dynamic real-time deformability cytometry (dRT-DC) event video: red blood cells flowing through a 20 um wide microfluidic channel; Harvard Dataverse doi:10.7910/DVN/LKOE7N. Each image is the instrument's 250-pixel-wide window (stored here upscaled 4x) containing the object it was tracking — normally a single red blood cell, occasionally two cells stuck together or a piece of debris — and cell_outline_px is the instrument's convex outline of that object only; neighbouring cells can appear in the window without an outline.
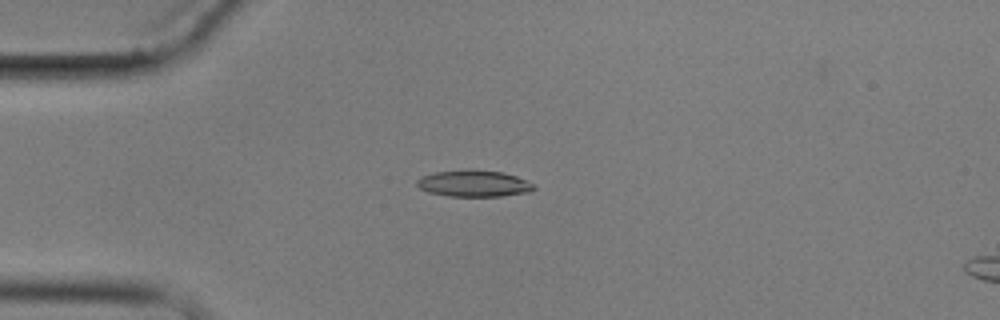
{"species": "common noctule bat (a hibernating species)", "species_latin": "Nyctalus noctula", "temperature_condition": "cold", "stored_images_in_passage": 7, "camera_frame_rate_fps": 3000, "um_per_image_px": 0.085, "animal": {"sex": "male", "body_mass_g": 17.9}, "frame": {"image": 1, "passage_image": 3, "time_ms": 2.333, "image_size_px": [1000, 320], "cell_outline_px": [[536, 188], [528, 192], [500, 196], [448, 196], [428, 192], [420, 188], [416, 184], [416, 180], [420, 176], [436, 172], [504, 172], [516, 176], [532, 184]], "centroid_in_image_um": [40.25, 15.64], "position_along_channel_um": 44.8, "area_um2": 17.22}}
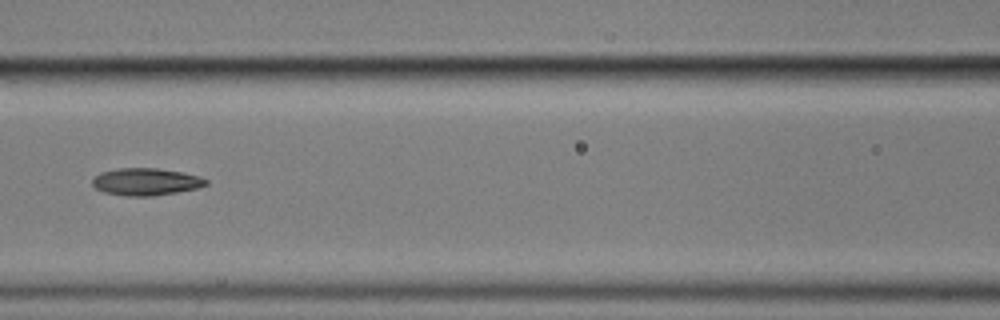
{"frame": {"image": 2, "passage_image": 6, "time_ms": 6.0, "image_size_px": [1000, 320], "cell_outline_px": [[208, 184], [196, 188], [176, 192], [152, 196], [128, 196], [104, 192], [96, 188], [92, 184], [92, 180], [100, 172], [120, 168], [156, 168], [180, 172], [200, 176], [208, 180]], "centroid_in_image_um": [12.4, 15.45], "position_along_channel_um": 154.2, "area_um2": 17.86}}
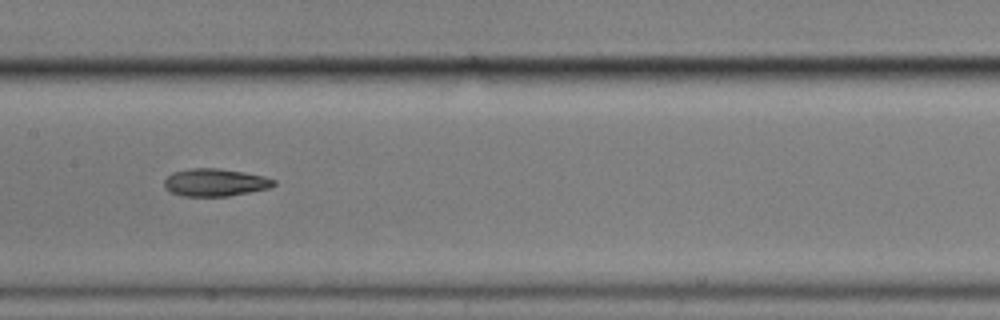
{"frame": {"image": 3, "passage_image": 7, "time_ms": 7.0, "image_size_px": [1000, 320], "cell_outline_px": [[276, 184], [268, 188], [228, 196], [184, 196], [168, 192], [164, 188], [164, 180], [172, 172], [192, 168], [220, 168], [244, 172], [264, 176], [276, 180]], "centroid_in_image_um": [18.25, 15.5], "position_along_channel_um": 189.1, "area_um2": 17.69}}